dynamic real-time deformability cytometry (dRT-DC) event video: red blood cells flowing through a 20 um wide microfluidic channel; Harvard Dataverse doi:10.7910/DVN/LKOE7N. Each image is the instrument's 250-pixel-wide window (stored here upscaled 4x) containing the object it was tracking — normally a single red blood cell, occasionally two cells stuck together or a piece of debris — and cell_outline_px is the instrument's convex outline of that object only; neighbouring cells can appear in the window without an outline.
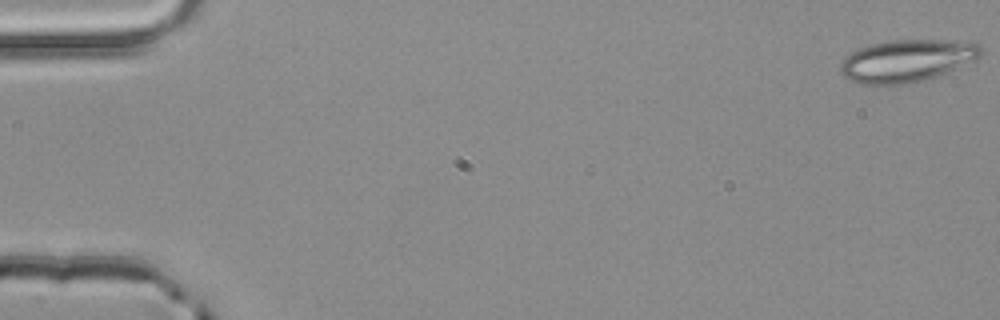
{"species": "common noctule bat (a hibernating species)", "species_latin": "Nyctalus noctula", "temperature_condition": "room temperature", "stored_images_in_passage": 54, "camera_frame_rate_fps": 3000, "um_per_image_px": 0.085, "animal": {"sex": "male", "body_mass_g": 20.4}, "frame": {"image": 1, "passage_image": 1, "time_ms": 0.0, "image_size_px": [1000, 320], "cell_outline_px": [[984, 52], [976, 60], [936, 76], [924, 80], [908, 84], [860, 84], [844, 76], [840, 72], [840, 64], [844, 56], [860, 48], [872, 44], [892, 40], [940, 40], [980, 44]], "centroid_in_image_um": [77.08, 5.17], "position_along_channel_um": 7.9, "area_um2": 34.45}}
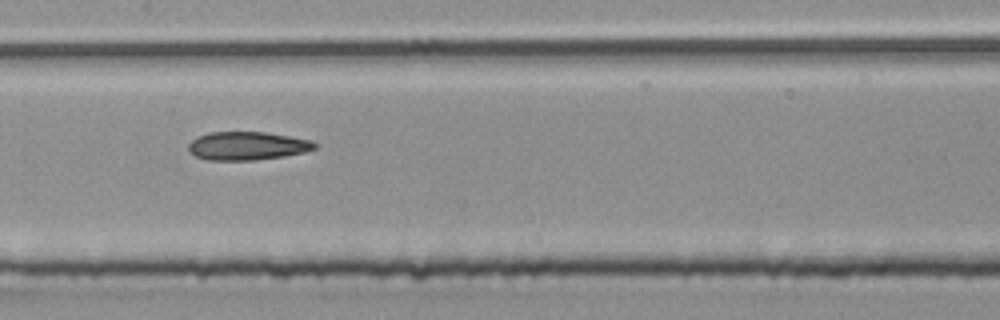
{"frame": {"image": 2, "passage_image": 27, "time_ms": 8.667, "image_size_px": [1000, 320], "cell_outline_px": [[320, 144], [316, 148], [304, 152], [284, 156], [256, 160], [208, 160], [196, 156], [188, 152], [188, 144], [192, 140], [208, 132], [268, 132], [312, 140]], "centroid_in_image_um": [21.05, 12.4], "position_along_channel_um": 186.4, "area_um2": 21.04}}
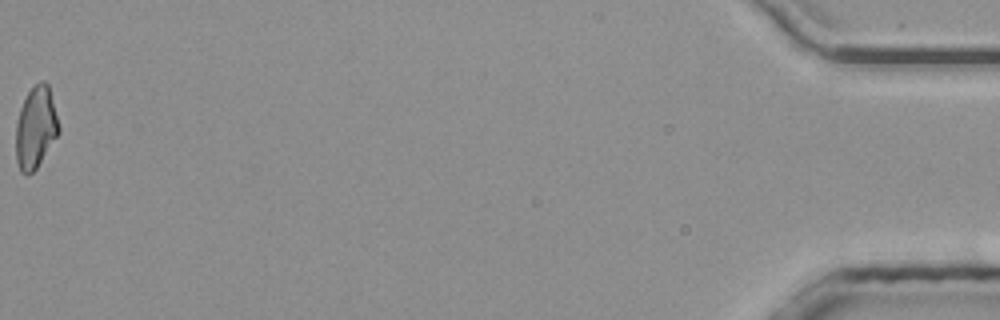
{"frame": {"image": 3, "passage_image": 54, "time_ms": 17.667, "image_size_px": [1000, 320], "cell_outline_px": [[60, 132], [36, 168], [32, 172], [20, 172], [16, 160], [16, 124], [20, 108], [28, 92], [40, 80], [44, 80], [48, 84], [60, 128]], "centroid_in_image_um": [3.03, 10.83], "position_along_channel_um": 432.2, "area_um2": 20.17}, "authors_computed_cell_mechanics": {"area_um2": 21.2126, "velocity_mm_per_s": 3.9169, "shape_relaxation_time_tau1_ms": null, "shape_relaxation_time_tau2_ms": 4.3703, "deformation_change_tau1": null, "deformation_change_tau2": 0.126}}